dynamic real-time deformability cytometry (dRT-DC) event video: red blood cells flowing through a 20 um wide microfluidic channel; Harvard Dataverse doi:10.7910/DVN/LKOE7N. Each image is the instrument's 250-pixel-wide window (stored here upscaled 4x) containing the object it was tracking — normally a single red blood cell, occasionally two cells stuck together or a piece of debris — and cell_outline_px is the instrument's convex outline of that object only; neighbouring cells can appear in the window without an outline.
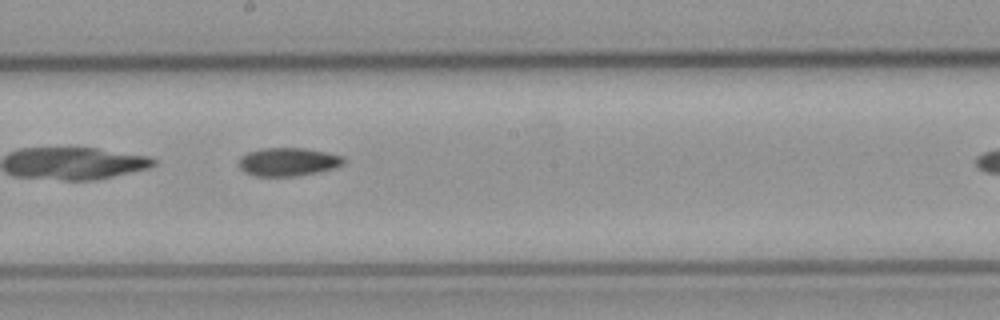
{"species": "common noctule bat (a hibernating species)", "species_latin": "Nyctalus noctula", "temperature_condition": "cold", "stored_images_in_passage": 28, "camera_frame_rate_fps": 3000, "um_per_image_px": 0.085, "animal": {"sex": "male", "body_mass_g": 23.1, "forearm_length_mm": 52.7}, "frame": {"image": 1, "passage_image": 24, "time_ms": 7.667, "image_size_px": [1000, 320], "cell_outline_px": [[344, 164], [332, 168], [316, 172], [292, 176], [252, 176], [244, 172], [240, 168], [240, 160], [248, 152], [264, 148], [304, 148], [324, 152], [340, 156], [344, 160]], "centroid_in_image_um": [24.45, 13.76], "position_along_channel_um": 223.7, "area_um2": 16.88}}